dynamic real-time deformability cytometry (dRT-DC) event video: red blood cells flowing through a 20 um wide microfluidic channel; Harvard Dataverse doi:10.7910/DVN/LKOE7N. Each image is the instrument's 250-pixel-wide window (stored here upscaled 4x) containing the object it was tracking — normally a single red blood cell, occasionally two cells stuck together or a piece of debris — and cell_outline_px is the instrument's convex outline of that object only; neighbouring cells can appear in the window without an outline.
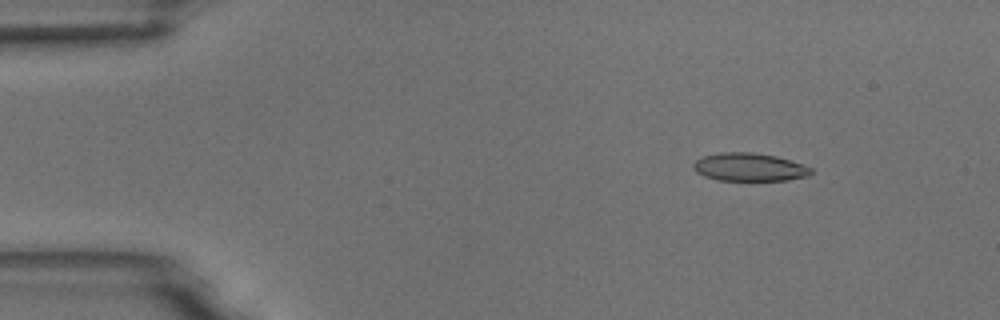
{"species": "common noctule bat (a hibernating species)", "species_latin": "Nyctalus noctula", "temperature_condition": "room temperature", "stored_images_in_passage": 9, "camera_frame_rate_fps": 3000, "um_per_image_px": 0.085, "animal": {"sex": "male", "body_mass_g": 18.8}, "frame": {"image": 1, "passage_image": 2, "time_ms": 0.333, "image_size_px": [1000, 320], "cell_outline_px": [[812, 172], [808, 176], [788, 180], [716, 180], [704, 176], [696, 172], [692, 168], [692, 164], [696, 160], [704, 156], [720, 152], [752, 152], [776, 156], [804, 164], [812, 168]], "centroid_in_image_um": [63.69, 14.2], "position_along_channel_um": 21.3, "area_um2": 19.36}}
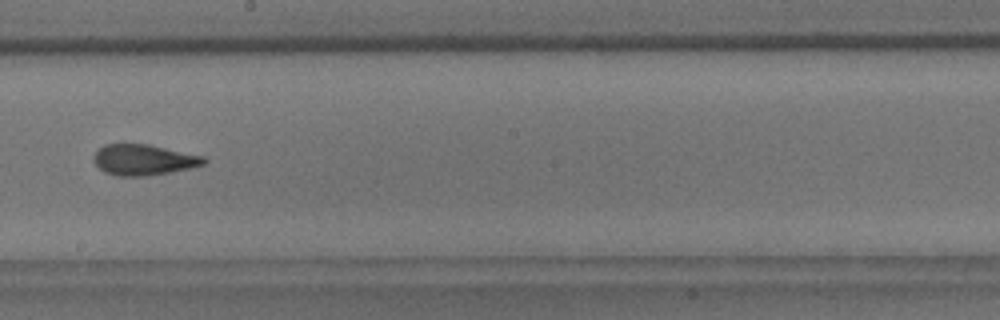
{"frame": {"image": 2, "passage_image": 9, "time_ms": 2.667, "image_size_px": [1000, 320], "cell_outline_px": [[208, 160], [204, 164], [188, 168], [168, 172], [144, 176], [116, 176], [104, 172], [92, 160], [92, 156], [104, 144], [148, 144], [204, 156]], "centroid_in_image_um": [12.18, 13.58], "position_along_channel_um": 236.0, "area_um2": 19.65}}